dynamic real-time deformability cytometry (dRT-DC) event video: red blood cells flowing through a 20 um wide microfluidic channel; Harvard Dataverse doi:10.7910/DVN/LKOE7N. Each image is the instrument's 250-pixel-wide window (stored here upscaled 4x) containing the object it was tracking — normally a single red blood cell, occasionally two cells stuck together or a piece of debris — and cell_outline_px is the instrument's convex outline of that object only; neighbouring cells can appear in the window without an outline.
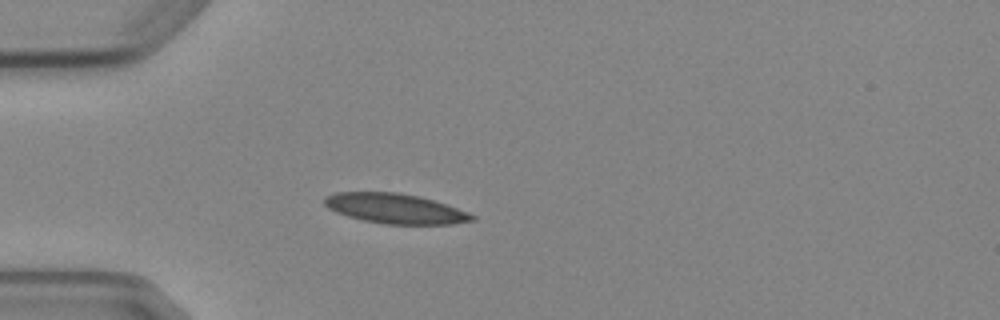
{"species": "Egyptian fruit bat (a non-hibernating species)", "species_latin": "Rousettus aegyptiacus", "temperature_condition": "cold", "stored_images_in_passage": 5, "camera_frame_rate_fps": 3000, "um_per_image_px": 0.085, "animal": {"sex": "female"}, "frame": {"image": 1, "passage_image": 4, "time_ms": 4.667, "image_size_px": [1000, 320], "cell_outline_px": [[476, 220], [452, 224], [384, 224], [364, 220], [348, 216], [336, 212], [328, 208], [324, 204], [324, 196], [336, 192], [400, 192], [448, 204], [468, 212], [476, 216]], "centroid_in_image_um": [33.6, 17.72], "position_along_channel_um": 51.4, "area_um2": 25.78}}